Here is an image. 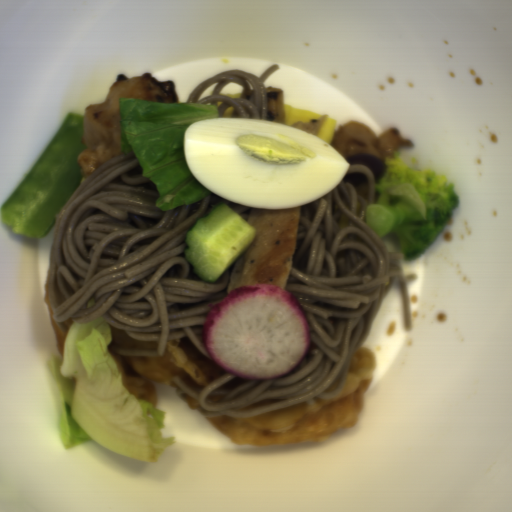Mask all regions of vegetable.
Instances as JSON below:
<instances>
[{"instance_id": "obj_1", "label": "vegetable", "mask_w": 512, "mask_h": 512, "mask_svg": "<svg viewBox=\"0 0 512 512\" xmlns=\"http://www.w3.org/2000/svg\"><path fill=\"white\" fill-rule=\"evenodd\" d=\"M110 326L101 316L65 332L62 354L48 369L59 394L58 434L64 448L94 441L108 450L148 463L156 462L175 442L162 437L166 412L123 385L109 352Z\"/></svg>"}, {"instance_id": "obj_2", "label": "vegetable", "mask_w": 512, "mask_h": 512, "mask_svg": "<svg viewBox=\"0 0 512 512\" xmlns=\"http://www.w3.org/2000/svg\"><path fill=\"white\" fill-rule=\"evenodd\" d=\"M118 109L121 150L124 155L134 154L142 176L155 182L156 207L171 210L213 193L191 174L185 159L184 136L191 124L221 117L219 105L128 97L119 99Z\"/></svg>"}, {"instance_id": "obj_3", "label": "vegetable", "mask_w": 512, "mask_h": 512, "mask_svg": "<svg viewBox=\"0 0 512 512\" xmlns=\"http://www.w3.org/2000/svg\"><path fill=\"white\" fill-rule=\"evenodd\" d=\"M267 99V121H274L284 125V90L281 88H265Z\"/></svg>"}]
</instances>
